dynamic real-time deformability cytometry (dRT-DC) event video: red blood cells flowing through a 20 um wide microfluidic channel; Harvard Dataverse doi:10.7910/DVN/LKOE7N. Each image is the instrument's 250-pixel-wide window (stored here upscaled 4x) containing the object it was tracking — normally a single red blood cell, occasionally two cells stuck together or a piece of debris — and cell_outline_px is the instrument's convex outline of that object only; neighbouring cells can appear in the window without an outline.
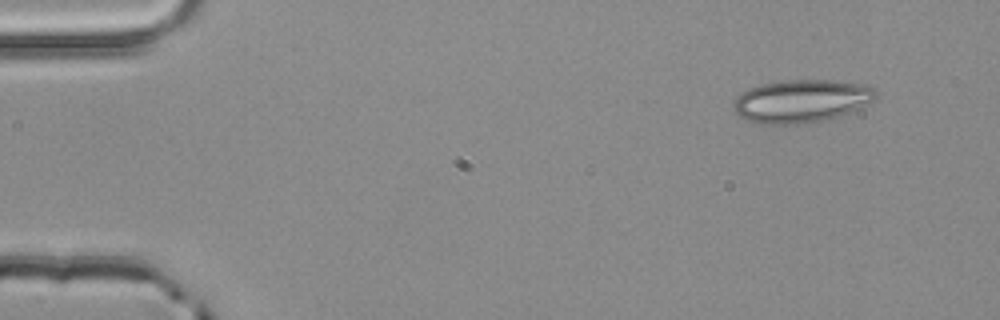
{"species": "common noctule bat (a hibernating species)", "species_latin": "Nyctalus noctula", "temperature_condition": "room temperature", "stored_images_in_passage": 3, "camera_frame_rate_fps": 3000, "um_per_image_px": 0.085, "animal": {"sex": "male", "body_mass_g": 20.4}, "frame": {"image": 1, "passage_image": 1, "time_ms": 0.0, "image_size_px": [1000, 320], "cell_outline_px": [[880, 92], [872, 100], [852, 112], [824, 120], [800, 124], [756, 124], [740, 116], [736, 112], [732, 104], [736, 96], [740, 92], [748, 88], [760, 84], [784, 80], [832, 80], [864, 84]], "centroid_in_image_um": [68.09, 8.58], "position_along_channel_um": 16.9, "area_um2": 35.84}}